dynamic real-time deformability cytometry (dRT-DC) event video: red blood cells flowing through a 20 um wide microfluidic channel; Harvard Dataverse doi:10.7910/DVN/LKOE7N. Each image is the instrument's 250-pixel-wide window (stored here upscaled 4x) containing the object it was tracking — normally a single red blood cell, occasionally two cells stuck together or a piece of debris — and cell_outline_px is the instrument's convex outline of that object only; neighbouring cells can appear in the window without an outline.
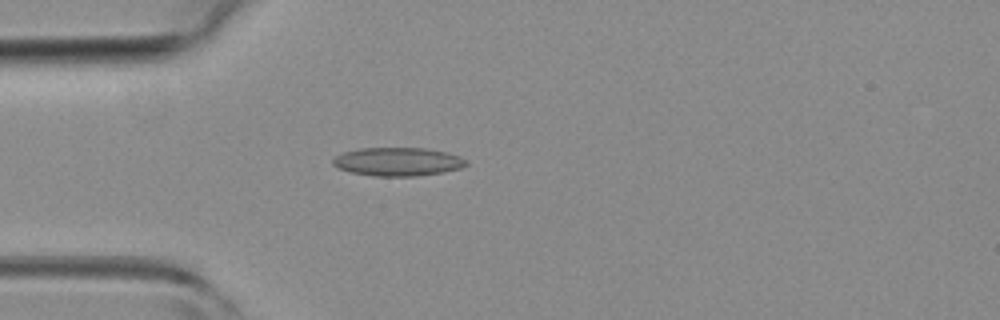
{"species": "common noctule bat (a hibernating species)", "species_latin": "Nyctalus noctula", "temperature_condition": "room temperature", "stored_images_in_passage": 43, "camera_frame_rate_fps": 3000, "um_per_image_px": 0.085, "animal": {"sex": "female", "body_mass_g": 19.3, "forearm_length_mm": 54.1}, "frame": {"image": 1, "passage_image": 11, "time_ms": 3.333, "image_size_px": [1000, 320], "cell_outline_px": [[468, 164], [460, 168], [440, 172], [416, 176], [372, 176], [352, 172], [340, 168], [332, 164], [332, 160], [336, 156], [344, 152], [360, 148], [424, 148], [444, 152], [460, 156], [468, 160]], "centroid_in_image_um": [33.81, 13.74], "position_along_channel_um": 51.2, "area_um2": 21.91}}
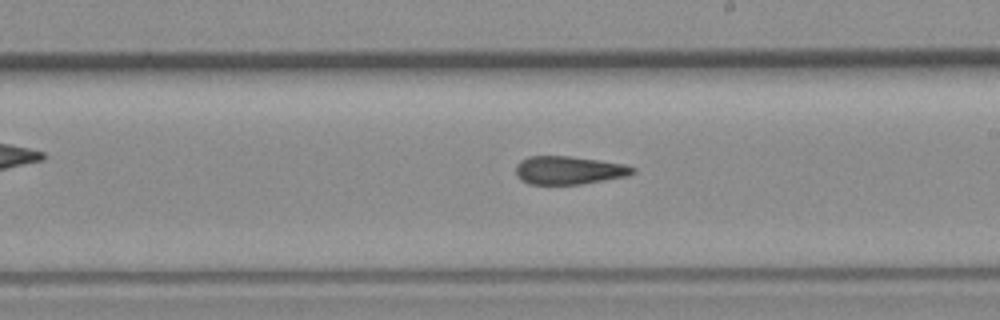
{"frame": {"image": 2, "passage_image": 24, "time_ms": 7.667, "image_size_px": [1000, 320], "cell_outline_px": [[636, 172], [628, 176], [580, 184], [528, 184], [520, 180], [516, 176], [516, 164], [520, 160], [528, 156], [568, 156], [624, 164], [636, 168]], "centroid_in_image_um": [48.32, 14.47], "position_along_channel_um": 240.7, "area_um2": 19.25}}
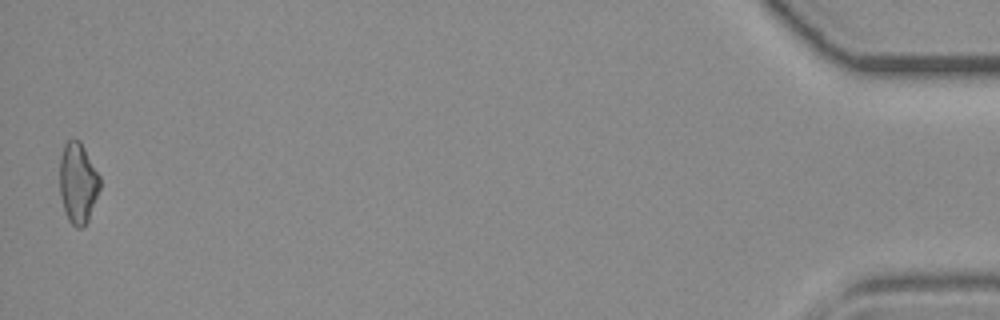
{"frame": {"image": 3, "passage_image": 43, "time_ms": 14.0, "image_size_px": [1000, 320], "cell_outline_px": [[100, 188], [88, 220], [80, 228], [76, 228], [68, 220], [60, 196], [60, 160], [64, 144], [68, 140], [80, 140], [100, 176]], "centroid_in_image_um": [6.62, 15.54], "position_along_channel_um": 428.6, "area_um2": 18.73}}